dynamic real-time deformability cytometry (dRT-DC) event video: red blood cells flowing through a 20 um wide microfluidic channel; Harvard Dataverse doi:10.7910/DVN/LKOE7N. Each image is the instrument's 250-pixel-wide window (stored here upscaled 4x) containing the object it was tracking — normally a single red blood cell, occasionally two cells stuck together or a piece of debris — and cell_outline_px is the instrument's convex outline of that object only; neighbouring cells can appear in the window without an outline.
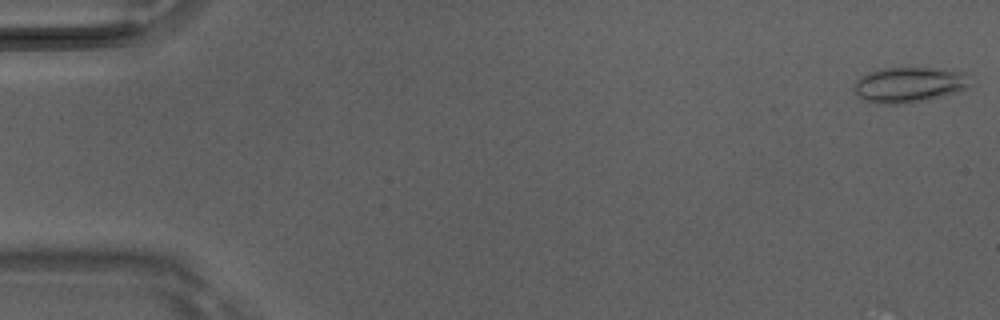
{"species": "Egyptian fruit bat (a non-hibernating species)", "species_latin": "Rousettus aegyptiacus", "temperature_condition": "room temperature", "stored_images_in_passage": 9, "camera_frame_rate_fps": 3000, "um_per_image_px": 0.085, "animal": {"sex": "male"}, "frame": {"image": 1, "passage_image": 1, "time_ms": 0.0, "image_size_px": [1000, 320], "cell_outline_px": [[968, 88], [960, 92], [928, 100], [900, 104], [876, 104], [864, 100], [852, 88], [856, 80], [860, 76], [868, 72], [884, 68], [928, 68], [964, 72], [968, 84]], "centroid_in_image_um": [77.23, 7.22], "position_along_channel_um": 7.8, "area_um2": 23.93}}